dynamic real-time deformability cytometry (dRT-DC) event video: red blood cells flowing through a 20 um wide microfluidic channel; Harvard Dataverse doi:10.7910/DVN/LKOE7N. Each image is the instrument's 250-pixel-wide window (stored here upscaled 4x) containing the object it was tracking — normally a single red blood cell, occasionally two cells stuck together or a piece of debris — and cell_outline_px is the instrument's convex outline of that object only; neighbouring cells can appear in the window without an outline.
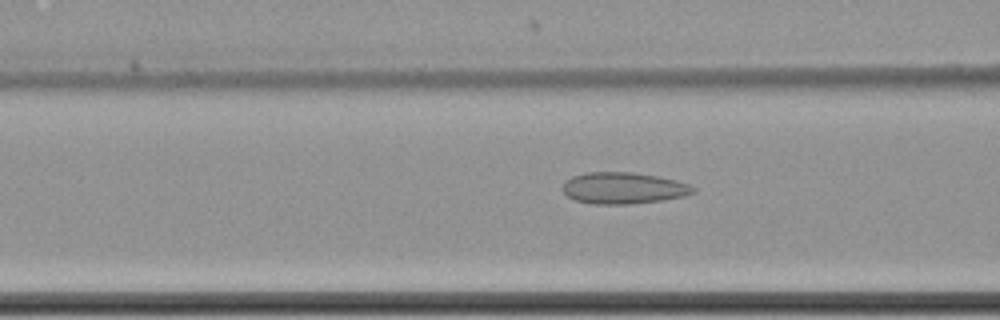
{"species": "common noctule bat (a hibernating species)", "species_latin": "Nyctalus noctula", "temperature_condition": "cold", "stored_images_in_passage": 35, "camera_frame_rate_fps": 3000, "um_per_image_px": 0.085, "animal": {"sex": "female", "body_mass_g": 22.7, "forearm_length_mm": 54.2}, "frame": {"image": 1, "passage_image": 16, "time_ms": 5.0, "image_size_px": [1000, 320], "cell_outline_px": [[696, 192], [684, 196], [664, 200], [632, 204], [592, 204], [576, 200], [568, 196], [560, 188], [564, 180], [572, 176], [584, 172], [632, 172], [656, 176], [676, 180], [688, 184], [696, 188]], "centroid_in_image_um": [52.96, 15.98], "position_along_channel_um": 113.6, "area_um2": 24.22}}
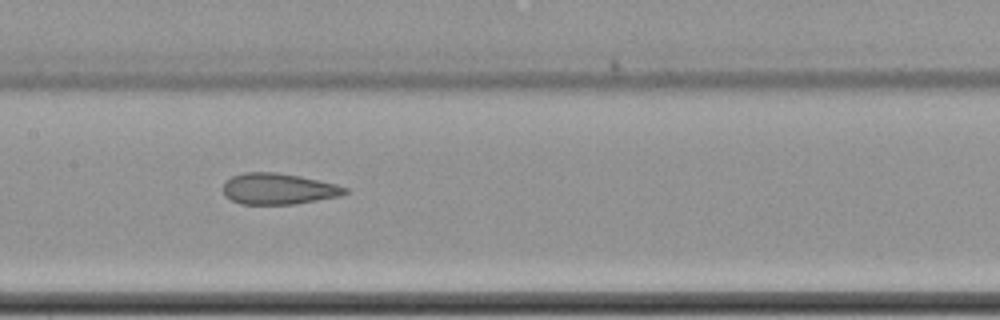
{"frame": {"image": 2, "passage_image": 22, "time_ms": 7.0, "image_size_px": [1000, 320], "cell_outline_px": [[348, 192], [340, 196], [292, 204], [240, 204], [224, 196], [224, 184], [232, 176], [244, 172], [276, 172], [300, 176], [336, 184], [348, 188]], "centroid_in_image_um": [23.66, 16.05], "position_along_channel_um": 183.7, "area_um2": 21.96}}
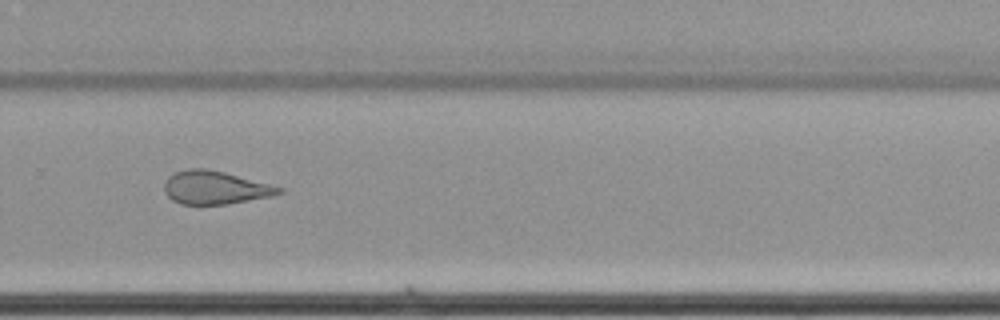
{"frame": {"image": 3, "passage_image": 33, "time_ms": 10.667, "image_size_px": [1000, 320], "cell_outline_px": [[284, 192], [272, 196], [228, 204], [180, 204], [172, 200], [164, 192], [164, 184], [168, 176], [176, 172], [188, 168], [208, 168], [224, 172], [284, 188]], "centroid_in_image_um": [18.27, 15.94], "position_along_channel_um": 311.5, "area_um2": 22.2}}